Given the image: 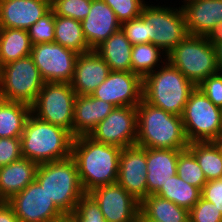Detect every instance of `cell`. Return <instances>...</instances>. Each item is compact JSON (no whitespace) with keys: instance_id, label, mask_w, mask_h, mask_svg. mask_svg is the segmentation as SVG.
<instances>
[{"instance_id":"e575fe53","label":"cell","mask_w":222,"mask_h":222,"mask_svg":"<svg viewBox=\"0 0 222 222\" xmlns=\"http://www.w3.org/2000/svg\"><path fill=\"white\" fill-rule=\"evenodd\" d=\"M120 29L133 46L151 43V24L142 15L121 23Z\"/></svg>"},{"instance_id":"30bf717a","label":"cell","mask_w":222,"mask_h":222,"mask_svg":"<svg viewBox=\"0 0 222 222\" xmlns=\"http://www.w3.org/2000/svg\"><path fill=\"white\" fill-rule=\"evenodd\" d=\"M141 15L151 24V43L167 54L188 35L182 7L145 4Z\"/></svg>"},{"instance_id":"836d02e7","label":"cell","mask_w":222,"mask_h":222,"mask_svg":"<svg viewBox=\"0 0 222 222\" xmlns=\"http://www.w3.org/2000/svg\"><path fill=\"white\" fill-rule=\"evenodd\" d=\"M68 216L73 222H107L98 203L89 193L80 198L75 210Z\"/></svg>"},{"instance_id":"8fae6325","label":"cell","mask_w":222,"mask_h":222,"mask_svg":"<svg viewBox=\"0 0 222 222\" xmlns=\"http://www.w3.org/2000/svg\"><path fill=\"white\" fill-rule=\"evenodd\" d=\"M45 82L71 83L78 53L55 42L32 45L31 55Z\"/></svg>"},{"instance_id":"7dc6e473","label":"cell","mask_w":222,"mask_h":222,"mask_svg":"<svg viewBox=\"0 0 222 222\" xmlns=\"http://www.w3.org/2000/svg\"><path fill=\"white\" fill-rule=\"evenodd\" d=\"M3 67H4V65H3L2 61H1V58H0V77H1V74H2V71H3Z\"/></svg>"},{"instance_id":"d6a6232c","label":"cell","mask_w":222,"mask_h":222,"mask_svg":"<svg viewBox=\"0 0 222 222\" xmlns=\"http://www.w3.org/2000/svg\"><path fill=\"white\" fill-rule=\"evenodd\" d=\"M92 0H51L54 15L82 21L91 9Z\"/></svg>"},{"instance_id":"9c48e42d","label":"cell","mask_w":222,"mask_h":222,"mask_svg":"<svg viewBox=\"0 0 222 222\" xmlns=\"http://www.w3.org/2000/svg\"><path fill=\"white\" fill-rule=\"evenodd\" d=\"M75 98L71 83L45 82L31 105V113L72 133Z\"/></svg>"},{"instance_id":"ffe728a7","label":"cell","mask_w":222,"mask_h":222,"mask_svg":"<svg viewBox=\"0 0 222 222\" xmlns=\"http://www.w3.org/2000/svg\"><path fill=\"white\" fill-rule=\"evenodd\" d=\"M182 150L146 148L147 196L155 195L177 174V161Z\"/></svg>"},{"instance_id":"3957f363","label":"cell","mask_w":222,"mask_h":222,"mask_svg":"<svg viewBox=\"0 0 222 222\" xmlns=\"http://www.w3.org/2000/svg\"><path fill=\"white\" fill-rule=\"evenodd\" d=\"M20 138L22 157L38 164L66 159L72 155V133L40 120L32 113Z\"/></svg>"},{"instance_id":"7c38bea8","label":"cell","mask_w":222,"mask_h":222,"mask_svg":"<svg viewBox=\"0 0 222 222\" xmlns=\"http://www.w3.org/2000/svg\"><path fill=\"white\" fill-rule=\"evenodd\" d=\"M6 202L20 222H54L66 216L36 180Z\"/></svg>"},{"instance_id":"83f0119b","label":"cell","mask_w":222,"mask_h":222,"mask_svg":"<svg viewBox=\"0 0 222 222\" xmlns=\"http://www.w3.org/2000/svg\"><path fill=\"white\" fill-rule=\"evenodd\" d=\"M54 42L80 53L91 51L84 37L81 21L55 15Z\"/></svg>"},{"instance_id":"8992f818","label":"cell","mask_w":222,"mask_h":222,"mask_svg":"<svg viewBox=\"0 0 222 222\" xmlns=\"http://www.w3.org/2000/svg\"><path fill=\"white\" fill-rule=\"evenodd\" d=\"M167 61L196 87L219 71L216 49L204 36L188 34L167 54Z\"/></svg>"},{"instance_id":"603a6c76","label":"cell","mask_w":222,"mask_h":222,"mask_svg":"<svg viewBox=\"0 0 222 222\" xmlns=\"http://www.w3.org/2000/svg\"><path fill=\"white\" fill-rule=\"evenodd\" d=\"M38 166L37 162L21 157L0 167V201H8L33 182Z\"/></svg>"},{"instance_id":"4fadbf2b","label":"cell","mask_w":222,"mask_h":222,"mask_svg":"<svg viewBox=\"0 0 222 222\" xmlns=\"http://www.w3.org/2000/svg\"><path fill=\"white\" fill-rule=\"evenodd\" d=\"M97 142L120 148L136 145V106L114 107L111 113L88 135Z\"/></svg>"},{"instance_id":"cb8c5ba5","label":"cell","mask_w":222,"mask_h":222,"mask_svg":"<svg viewBox=\"0 0 222 222\" xmlns=\"http://www.w3.org/2000/svg\"><path fill=\"white\" fill-rule=\"evenodd\" d=\"M133 45L120 29L109 36L95 51L104 59L111 71H132L131 52Z\"/></svg>"},{"instance_id":"7402d4cb","label":"cell","mask_w":222,"mask_h":222,"mask_svg":"<svg viewBox=\"0 0 222 222\" xmlns=\"http://www.w3.org/2000/svg\"><path fill=\"white\" fill-rule=\"evenodd\" d=\"M114 109L111 103L90 95H76L74 101V120L72 135L74 137L89 135Z\"/></svg>"},{"instance_id":"ab89813d","label":"cell","mask_w":222,"mask_h":222,"mask_svg":"<svg viewBox=\"0 0 222 222\" xmlns=\"http://www.w3.org/2000/svg\"><path fill=\"white\" fill-rule=\"evenodd\" d=\"M22 157L21 138H0V167L8 165Z\"/></svg>"},{"instance_id":"c3c4849f","label":"cell","mask_w":222,"mask_h":222,"mask_svg":"<svg viewBox=\"0 0 222 222\" xmlns=\"http://www.w3.org/2000/svg\"><path fill=\"white\" fill-rule=\"evenodd\" d=\"M138 222H156V221H138Z\"/></svg>"},{"instance_id":"f1b7e54d","label":"cell","mask_w":222,"mask_h":222,"mask_svg":"<svg viewBox=\"0 0 222 222\" xmlns=\"http://www.w3.org/2000/svg\"><path fill=\"white\" fill-rule=\"evenodd\" d=\"M187 148L194 154L207 181L222 178V152L215 141L192 142Z\"/></svg>"},{"instance_id":"52a82bcc","label":"cell","mask_w":222,"mask_h":222,"mask_svg":"<svg viewBox=\"0 0 222 222\" xmlns=\"http://www.w3.org/2000/svg\"><path fill=\"white\" fill-rule=\"evenodd\" d=\"M189 143L215 141L222 133V109L196 87L181 115Z\"/></svg>"},{"instance_id":"484cf974","label":"cell","mask_w":222,"mask_h":222,"mask_svg":"<svg viewBox=\"0 0 222 222\" xmlns=\"http://www.w3.org/2000/svg\"><path fill=\"white\" fill-rule=\"evenodd\" d=\"M31 106L0 98V138L21 137Z\"/></svg>"},{"instance_id":"b9f144b4","label":"cell","mask_w":222,"mask_h":222,"mask_svg":"<svg viewBox=\"0 0 222 222\" xmlns=\"http://www.w3.org/2000/svg\"><path fill=\"white\" fill-rule=\"evenodd\" d=\"M0 222H20L6 201H0Z\"/></svg>"},{"instance_id":"1f68e13d","label":"cell","mask_w":222,"mask_h":222,"mask_svg":"<svg viewBox=\"0 0 222 222\" xmlns=\"http://www.w3.org/2000/svg\"><path fill=\"white\" fill-rule=\"evenodd\" d=\"M177 175L188 184L193 185L200 190H202L207 182L198 161L188 148L179 153Z\"/></svg>"},{"instance_id":"f6af8a7d","label":"cell","mask_w":222,"mask_h":222,"mask_svg":"<svg viewBox=\"0 0 222 222\" xmlns=\"http://www.w3.org/2000/svg\"><path fill=\"white\" fill-rule=\"evenodd\" d=\"M215 143L218 145L222 152V133L219 135V137L215 140Z\"/></svg>"},{"instance_id":"d4e9b609","label":"cell","mask_w":222,"mask_h":222,"mask_svg":"<svg viewBox=\"0 0 222 222\" xmlns=\"http://www.w3.org/2000/svg\"><path fill=\"white\" fill-rule=\"evenodd\" d=\"M138 221L189 222V211L157 195H149L140 202Z\"/></svg>"},{"instance_id":"5b68a950","label":"cell","mask_w":222,"mask_h":222,"mask_svg":"<svg viewBox=\"0 0 222 222\" xmlns=\"http://www.w3.org/2000/svg\"><path fill=\"white\" fill-rule=\"evenodd\" d=\"M35 180L44 187L49 198L65 215L75 210L78 201L85 194L72 156L39 164Z\"/></svg>"},{"instance_id":"44dd1931","label":"cell","mask_w":222,"mask_h":222,"mask_svg":"<svg viewBox=\"0 0 222 222\" xmlns=\"http://www.w3.org/2000/svg\"><path fill=\"white\" fill-rule=\"evenodd\" d=\"M185 1V2H184ZM181 5L189 35L205 36L222 23V0H183Z\"/></svg>"},{"instance_id":"e0dca14e","label":"cell","mask_w":222,"mask_h":222,"mask_svg":"<svg viewBox=\"0 0 222 222\" xmlns=\"http://www.w3.org/2000/svg\"><path fill=\"white\" fill-rule=\"evenodd\" d=\"M51 10V0H0V28L28 30Z\"/></svg>"},{"instance_id":"4316f807","label":"cell","mask_w":222,"mask_h":222,"mask_svg":"<svg viewBox=\"0 0 222 222\" xmlns=\"http://www.w3.org/2000/svg\"><path fill=\"white\" fill-rule=\"evenodd\" d=\"M28 30L0 28V58L3 65L31 55Z\"/></svg>"},{"instance_id":"74e56055","label":"cell","mask_w":222,"mask_h":222,"mask_svg":"<svg viewBox=\"0 0 222 222\" xmlns=\"http://www.w3.org/2000/svg\"><path fill=\"white\" fill-rule=\"evenodd\" d=\"M189 222H222V213L215 204L200 197L189 210Z\"/></svg>"},{"instance_id":"681fc988","label":"cell","mask_w":222,"mask_h":222,"mask_svg":"<svg viewBox=\"0 0 222 222\" xmlns=\"http://www.w3.org/2000/svg\"><path fill=\"white\" fill-rule=\"evenodd\" d=\"M221 75H222V69H219V71H218Z\"/></svg>"},{"instance_id":"d590c367","label":"cell","mask_w":222,"mask_h":222,"mask_svg":"<svg viewBox=\"0 0 222 222\" xmlns=\"http://www.w3.org/2000/svg\"><path fill=\"white\" fill-rule=\"evenodd\" d=\"M55 15L50 10L28 29L32 45L38 43L54 42Z\"/></svg>"},{"instance_id":"d6986e66","label":"cell","mask_w":222,"mask_h":222,"mask_svg":"<svg viewBox=\"0 0 222 222\" xmlns=\"http://www.w3.org/2000/svg\"><path fill=\"white\" fill-rule=\"evenodd\" d=\"M109 66L95 51L78 54L71 82L76 95H90L109 75Z\"/></svg>"},{"instance_id":"4dcf8cb0","label":"cell","mask_w":222,"mask_h":222,"mask_svg":"<svg viewBox=\"0 0 222 222\" xmlns=\"http://www.w3.org/2000/svg\"><path fill=\"white\" fill-rule=\"evenodd\" d=\"M161 54H164L166 57L164 55L163 57L166 59L162 60L163 58ZM166 60L167 53H165L160 47L154 46L152 43H143L132 47V72L138 74L142 79L147 74L154 72L156 67H161L159 63L165 64L167 62Z\"/></svg>"},{"instance_id":"2e32d148","label":"cell","mask_w":222,"mask_h":222,"mask_svg":"<svg viewBox=\"0 0 222 222\" xmlns=\"http://www.w3.org/2000/svg\"><path fill=\"white\" fill-rule=\"evenodd\" d=\"M146 148L134 145L122 148L117 183L138 201L147 197Z\"/></svg>"},{"instance_id":"60d3db41","label":"cell","mask_w":222,"mask_h":222,"mask_svg":"<svg viewBox=\"0 0 222 222\" xmlns=\"http://www.w3.org/2000/svg\"><path fill=\"white\" fill-rule=\"evenodd\" d=\"M201 197L215 204L222 213V178L207 181L201 190Z\"/></svg>"},{"instance_id":"ba28073f","label":"cell","mask_w":222,"mask_h":222,"mask_svg":"<svg viewBox=\"0 0 222 222\" xmlns=\"http://www.w3.org/2000/svg\"><path fill=\"white\" fill-rule=\"evenodd\" d=\"M44 83L31 56L17 59L3 67L0 77V98L31 106Z\"/></svg>"},{"instance_id":"ee69618b","label":"cell","mask_w":222,"mask_h":222,"mask_svg":"<svg viewBox=\"0 0 222 222\" xmlns=\"http://www.w3.org/2000/svg\"><path fill=\"white\" fill-rule=\"evenodd\" d=\"M217 65L219 69H222V43H219L215 46Z\"/></svg>"},{"instance_id":"9a60e30c","label":"cell","mask_w":222,"mask_h":222,"mask_svg":"<svg viewBox=\"0 0 222 222\" xmlns=\"http://www.w3.org/2000/svg\"><path fill=\"white\" fill-rule=\"evenodd\" d=\"M142 83L143 79L132 71H110L91 95L114 107L137 106L142 100Z\"/></svg>"},{"instance_id":"f35d334b","label":"cell","mask_w":222,"mask_h":222,"mask_svg":"<svg viewBox=\"0 0 222 222\" xmlns=\"http://www.w3.org/2000/svg\"><path fill=\"white\" fill-rule=\"evenodd\" d=\"M197 87L202 90L215 106L222 109V75L219 72L207 77Z\"/></svg>"},{"instance_id":"7bdbcfd3","label":"cell","mask_w":222,"mask_h":222,"mask_svg":"<svg viewBox=\"0 0 222 222\" xmlns=\"http://www.w3.org/2000/svg\"><path fill=\"white\" fill-rule=\"evenodd\" d=\"M204 37L214 47L217 44L222 43V23L214 25Z\"/></svg>"},{"instance_id":"ac0fdd59","label":"cell","mask_w":222,"mask_h":222,"mask_svg":"<svg viewBox=\"0 0 222 222\" xmlns=\"http://www.w3.org/2000/svg\"><path fill=\"white\" fill-rule=\"evenodd\" d=\"M88 47L95 50L109 36L119 31L121 23L103 0H92L89 14L81 21Z\"/></svg>"},{"instance_id":"f546056e","label":"cell","mask_w":222,"mask_h":222,"mask_svg":"<svg viewBox=\"0 0 222 222\" xmlns=\"http://www.w3.org/2000/svg\"><path fill=\"white\" fill-rule=\"evenodd\" d=\"M155 195L189 211L199 201L201 190L188 184L176 174L165 185H162Z\"/></svg>"},{"instance_id":"6da1fadb","label":"cell","mask_w":222,"mask_h":222,"mask_svg":"<svg viewBox=\"0 0 222 222\" xmlns=\"http://www.w3.org/2000/svg\"><path fill=\"white\" fill-rule=\"evenodd\" d=\"M121 151L120 147L97 142L88 135L74 137L71 156L85 193L117 182Z\"/></svg>"},{"instance_id":"277c9868","label":"cell","mask_w":222,"mask_h":222,"mask_svg":"<svg viewBox=\"0 0 222 222\" xmlns=\"http://www.w3.org/2000/svg\"><path fill=\"white\" fill-rule=\"evenodd\" d=\"M158 68L143 78L142 98L153 106L181 117L196 86L168 61Z\"/></svg>"},{"instance_id":"5bb4252c","label":"cell","mask_w":222,"mask_h":222,"mask_svg":"<svg viewBox=\"0 0 222 222\" xmlns=\"http://www.w3.org/2000/svg\"><path fill=\"white\" fill-rule=\"evenodd\" d=\"M98 203L107 222H138L140 201L117 182L89 192Z\"/></svg>"},{"instance_id":"bcb514c9","label":"cell","mask_w":222,"mask_h":222,"mask_svg":"<svg viewBox=\"0 0 222 222\" xmlns=\"http://www.w3.org/2000/svg\"><path fill=\"white\" fill-rule=\"evenodd\" d=\"M54 222H73V220L68 215H66L64 218H61Z\"/></svg>"},{"instance_id":"7a4b0ae2","label":"cell","mask_w":222,"mask_h":222,"mask_svg":"<svg viewBox=\"0 0 222 222\" xmlns=\"http://www.w3.org/2000/svg\"><path fill=\"white\" fill-rule=\"evenodd\" d=\"M136 108L137 146L173 150H184L189 146L180 116L153 106L143 98Z\"/></svg>"},{"instance_id":"8d00e7d4","label":"cell","mask_w":222,"mask_h":222,"mask_svg":"<svg viewBox=\"0 0 222 222\" xmlns=\"http://www.w3.org/2000/svg\"><path fill=\"white\" fill-rule=\"evenodd\" d=\"M114 11L120 23L130 21L141 15L144 0H103Z\"/></svg>"}]
</instances>
